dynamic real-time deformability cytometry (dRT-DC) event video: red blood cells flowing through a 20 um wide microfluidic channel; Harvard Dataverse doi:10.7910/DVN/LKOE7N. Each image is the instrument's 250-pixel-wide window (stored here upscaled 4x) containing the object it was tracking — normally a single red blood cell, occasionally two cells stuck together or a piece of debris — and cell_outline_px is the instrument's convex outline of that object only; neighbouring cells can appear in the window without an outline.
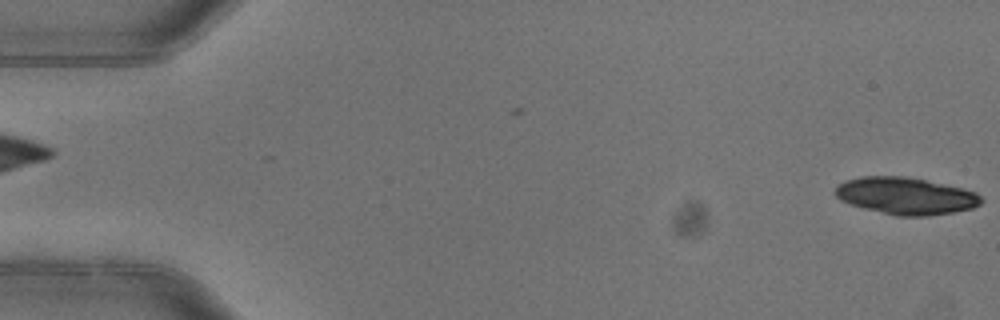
{"species": "common noctule bat (a hibernating species)", "species_latin": "Nyctalus noctula", "temperature_condition": "warm", "stored_images_in_passage": 4, "camera_frame_rate_fps": 3000, "um_per_image_px": 0.085, "animal": {"sex": "female"}, "frame": {"image": 1, "passage_image": 4, "time_ms": 1.0, "image_size_px": [1000, 320], "cell_outline_px": [[984, 200], [980, 204], [972, 208], [952, 212], [928, 216], [896, 216], [864, 208], [840, 200], [836, 196], [836, 184], [844, 180], [860, 176], [908, 176], [964, 188], [976, 192]], "centroid_in_image_um": [76.99, 16.64], "position_along_channel_um": 8.0, "area_um2": 31.67}}